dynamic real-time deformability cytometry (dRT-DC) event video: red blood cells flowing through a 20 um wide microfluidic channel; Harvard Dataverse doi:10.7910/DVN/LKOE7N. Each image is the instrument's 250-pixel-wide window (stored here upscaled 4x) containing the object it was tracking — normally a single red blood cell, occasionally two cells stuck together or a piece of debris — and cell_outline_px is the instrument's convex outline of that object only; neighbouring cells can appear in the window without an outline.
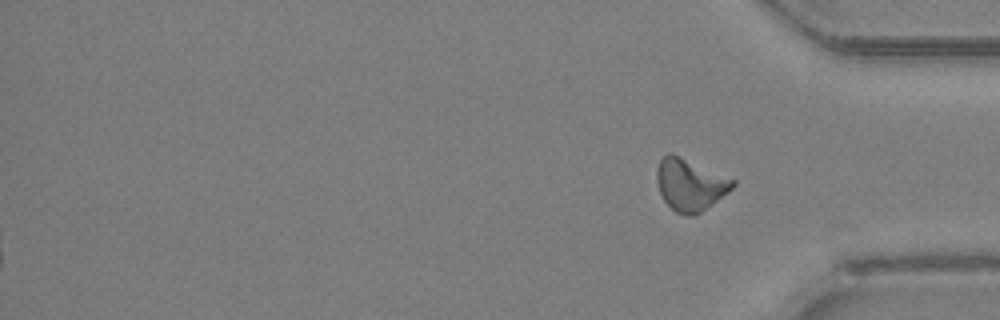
{"species": "Egyptian fruit bat (a non-hibernating species)", "species_latin": "Rousettus aegyptiacus", "temperature_condition": "room temperature", "stored_images_in_passage": 40, "segment_of_instrument_passage": [2, 2], "camera_frame_rate_fps": 3000, "um_per_image_px": 0.085, "animal": {"sex": "female"}, "frame": {"image": 1, "passage_image": 40, "time_ms": 13.0, "image_size_px": [1000, 320], "cell_outline_px": [[736, 184], [728, 192], [700, 212], [692, 216], [688, 216], [676, 212], [664, 200], [660, 192], [656, 180], [656, 168], [660, 160], [668, 152], [672, 152], [736, 180]], "centroid_in_image_um": [58.64, 15.67], "position_along_channel_um": 376.6, "area_um2": 22.89}}